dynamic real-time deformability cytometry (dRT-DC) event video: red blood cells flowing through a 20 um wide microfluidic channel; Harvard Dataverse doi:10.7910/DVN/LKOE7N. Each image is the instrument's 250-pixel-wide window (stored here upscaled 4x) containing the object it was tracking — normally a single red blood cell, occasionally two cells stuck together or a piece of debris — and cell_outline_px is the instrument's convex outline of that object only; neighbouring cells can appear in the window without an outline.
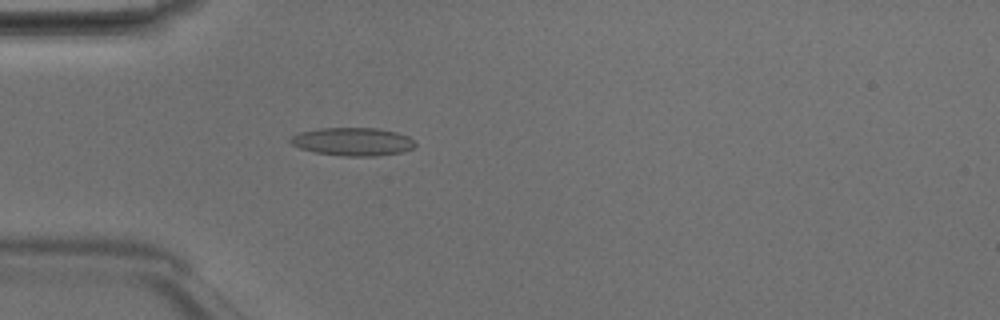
{"species": "Egyptian fruit bat (a non-hibernating species)", "species_latin": "Rousettus aegyptiacus", "temperature_condition": "room temperature", "stored_images_in_passage": 48, "camera_frame_rate_fps": 3000, "um_per_image_px": 0.085, "animal": {"sex": "male"}, "frame": {"image": 1, "passage_image": 14, "time_ms": 4.333, "image_size_px": [1000, 320], "cell_outline_px": [[416, 144], [412, 148], [400, 152], [376, 156], [344, 156], [312, 152], [300, 148], [292, 144], [288, 140], [292, 136], [300, 132], [320, 128], [380, 128], [396, 132], [408, 136]], "centroid_in_image_um": [29.96, 12.04], "position_along_channel_um": 55.0, "area_um2": 20.4}}
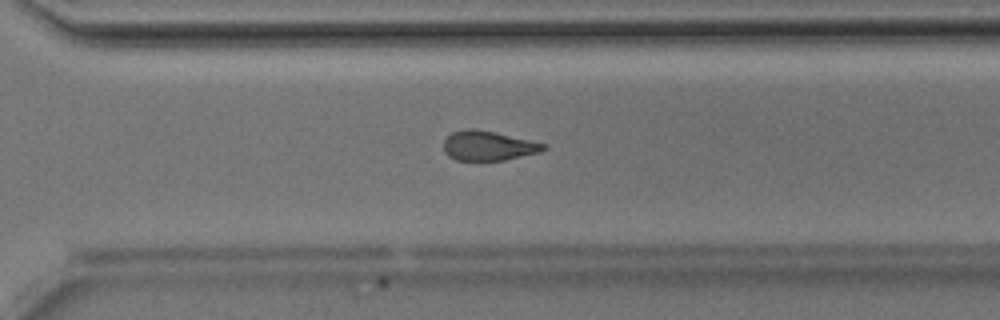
{"frame": {"image": 2, "passage_image": 34, "time_ms": 11.0, "image_size_px": [1000, 320], "cell_outline_px": [[544, 148], [540, 152], [504, 160], [456, 160], [448, 156], [444, 152], [444, 140], [452, 132], [464, 128], [476, 128], [496, 132], [544, 144]], "centroid_in_image_um": [41.43, 12.38], "position_along_channel_um": 329.2, "area_um2": 17.11}}
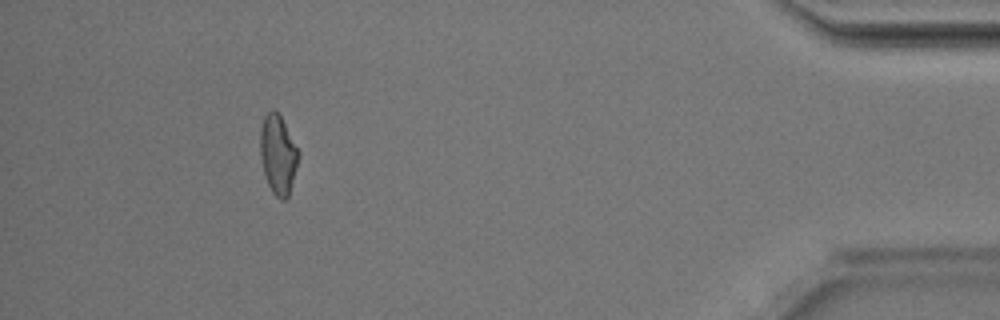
{"frame": {"image": 3, "passage_image": 44, "time_ms": 14.333, "image_size_px": [1000, 320], "cell_outline_px": [[300, 152], [296, 168], [288, 196], [284, 200], [280, 200], [272, 192], [268, 184], [264, 172], [260, 156], [260, 128], [264, 116], [272, 108], [280, 116]], "centroid_in_image_um": [23.62, 13.13], "position_along_channel_um": 411.6, "area_um2": 17.46}, "authors_computed_cell_mechanics": {"area_um2": 17.8891, "velocity_mm_per_s": 4.2188, "shape_relaxation_time_tau1_ms": 10.0837, "shape_relaxation_time_tau2_ms": 3.3268, "deformation_change_tau1": 0.248, "deformation_change_tau2": 0.1209}}